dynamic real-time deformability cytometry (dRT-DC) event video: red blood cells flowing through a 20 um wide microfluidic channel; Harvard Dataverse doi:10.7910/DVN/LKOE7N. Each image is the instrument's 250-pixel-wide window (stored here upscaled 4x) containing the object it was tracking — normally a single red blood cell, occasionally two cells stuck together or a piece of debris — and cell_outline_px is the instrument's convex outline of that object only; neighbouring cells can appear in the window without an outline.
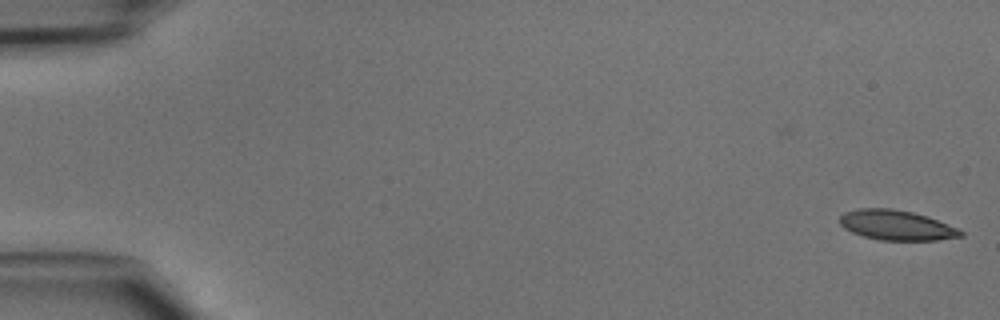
{"species": "common noctule bat (a hibernating species)", "species_latin": "Nyctalus noctula", "temperature_condition": "cold", "stored_images_in_passage": 4, "camera_frame_rate_fps": 3000, "um_per_image_px": 0.085, "animal": {"sex": "male", "body_mass_g": 15.6}, "frame": {"image": 1, "passage_image": 4, "time_ms": 1.0, "image_size_px": [1000, 320], "cell_outline_px": [[964, 236], [936, 240], [880, 240], [864, 236], [852, 232], [844, 228], [840, 224], [840, 216], [844, 212], [856, 208], [892, 208], [912, 212], [928, 216], [948, 224], [964, 232]], "centroid_in_image_um": [76.19, 19.13], "position_along_channel_um": 8.8, "area_um2": 21.15}}